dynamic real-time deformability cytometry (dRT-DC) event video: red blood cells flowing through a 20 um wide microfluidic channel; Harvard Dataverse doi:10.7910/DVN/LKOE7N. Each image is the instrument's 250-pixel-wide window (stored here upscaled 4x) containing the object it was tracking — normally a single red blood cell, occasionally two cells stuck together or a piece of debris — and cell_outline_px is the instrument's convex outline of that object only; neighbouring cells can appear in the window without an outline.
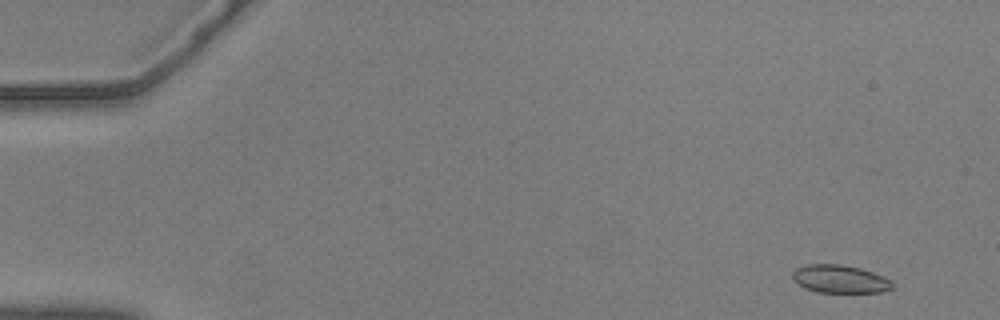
{"species": "common noctule bat (a hibernating species)", "species_latin": "Nyctalus noctula", "temperature_condition": "warm", "stored_images_in_passage": 55, "camera_frame_rate_fps": 3000, "um_per_image_px": 0.085, "animal": {"sex": "male", "body_mass_g": 20.5, "forearm_length_mm": 52.5}, "frame": {"image": 1, "passage_image": 2, "time_ms": 0.333, "image_size_px": [1000, 320], "cell_outline_px": [[892, 288], [880, 292], [816, 292], [804, 288], [792, 280], [792, 272], [796, 268], [808, 264], [840, 264], [860, 268], [872, 272], [888, 280], [892, 284]], "centroid_in_image_um": [71.3, 23.71], "position_along_channel_um": 13.7, "area_um2": 16.13}}
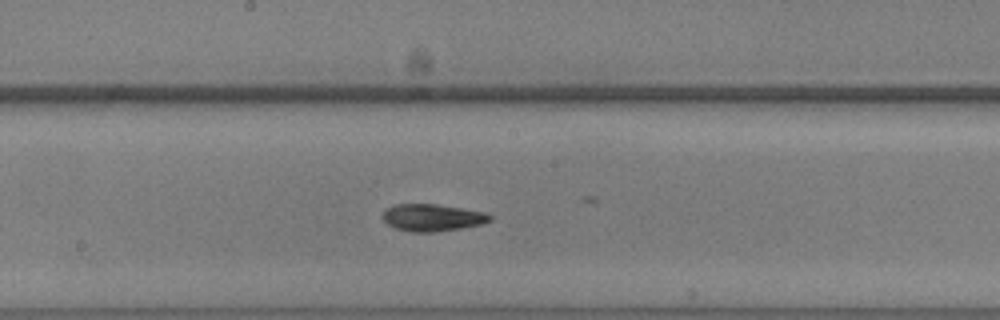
{"frame": {"image": 2, "passage_image": 29, "time_ms": 9.333, "image_size_px": [1000, 320], "cell_outline_px": [[492, 220], [480, 224], [460, 228], [436, 232], [412, 232], [396, 228], [388, 224], [384, 220], [384, 212], [392, 204], [436, 204], [484, 212], [492, 216]], "centroid_in_image_um": [36.75, 18.49], "position_along_channel_um": 211.5, "area_um2": 16.7}}
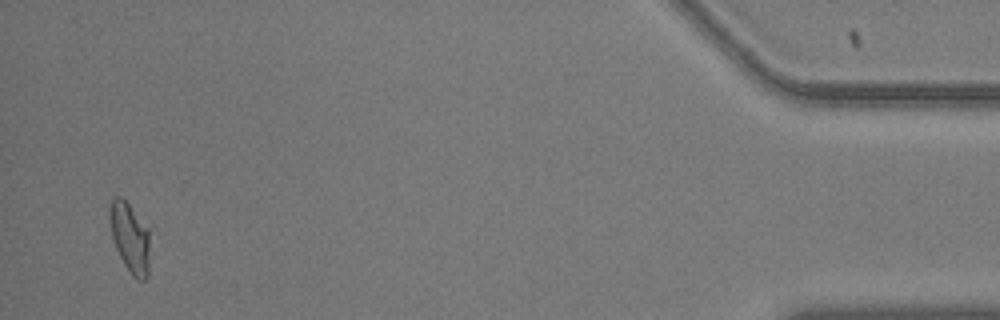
{"frame": {"image": 3, "passage_image": 53, "time_ms": 17.333, "image_size_px": [1000, 320], "cell_outline_px": [[148, 276], [144, 280], [136, 280], [132, 276], [124, 264], [112, 240], [108, 216], [108, 212], [112, 200], [116, 196], [120, 196], [132, 208], [148, 228]], "centroid_in_image_um": [11.01, 20.2], "position_along_channel_um": 424.2, "area_um2": 16.24}, "authors_computed_cell_mechanics": {"area_um2": 16.6464, "velocity_mm_per_s": 3.6306, "shape_relaxation_time_tau1_ms": 3.9281, "shape_relaxation_time_tau2_ms": 3.0537, "deformation_change_tau1": 0.1967, "deformation_change_tau2": 0.1032}}